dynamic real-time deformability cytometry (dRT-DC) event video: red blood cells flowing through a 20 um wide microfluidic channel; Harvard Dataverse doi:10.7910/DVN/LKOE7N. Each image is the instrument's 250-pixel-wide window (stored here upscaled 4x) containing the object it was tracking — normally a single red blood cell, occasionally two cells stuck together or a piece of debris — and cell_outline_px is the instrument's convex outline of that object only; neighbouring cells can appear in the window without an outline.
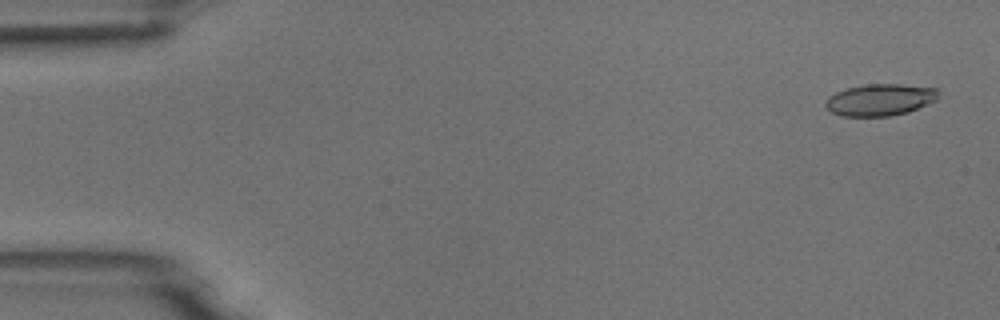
{"species": "common noctule bat (a hibernating species)", "species_latin": "Nyctalus noctula", "temperature_condition": "room temperature", "stored_images_in_passage": 55, "camera_frame_rate_fps": 3000, "um_per_image_px": 0.085, "animal": {"sex": "male", "body_mass_g": 18.8}, "frame": {"image": 1, "passage_image": 3, "time_ms": 0.667, "image_size_px": [1000, 320], "cell_outline_px": [[936, 100], [908, 112], [888, 116], [840, 116], [832, 112], [824, 104], [828, 96], [836, 92], [848, 88], [868, 84], [900, 84], [936, 88]], "centroid_in_image_um": [74.76, 8.48], "position_along_channel_um": 10.2, "area_um2": 20.63}}
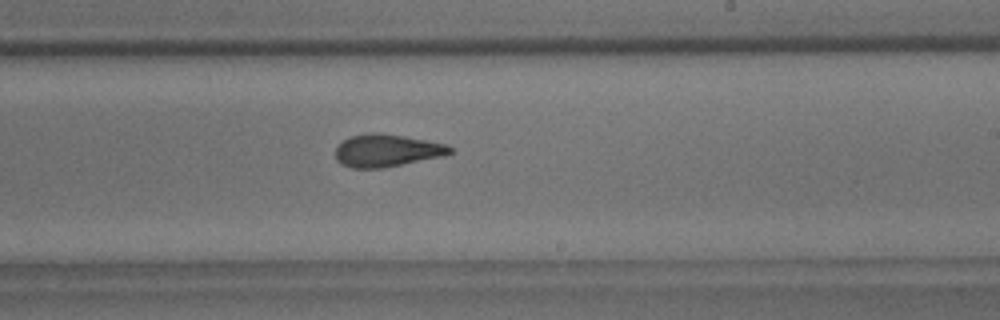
{"frame": {"image": 2, "passage_image": 33, "time_ms": 10.667, "image_size_px": [1000, 320], "cell_outline_px": [[452, 152], [444, 156], [384, 168], [352, 168], [336, 160], [336, 148], [344, 140], [352, 136], [368, 132], [376, 132], [404, 136], [448, 144], [452, 148]], "centroid_in_image_um": [32.91, 12.79], "position_along_channel_um": 256.1, "area_um2": 21.68}}
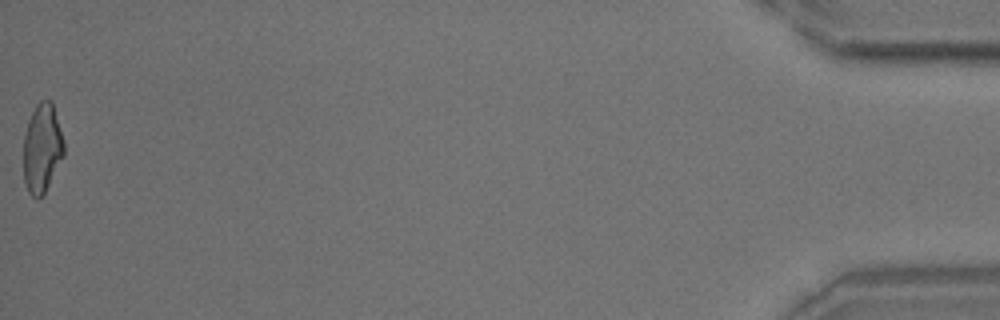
{"frame": {"image": 3, "passage_image": 55, "time_ms": 18.0, "image_size_px": [1000, 320], "cell_outline_px": [[64, 156], [44, 192], [36, 200], [28, 192], [24, 180], [24, 132], [28, 120], [36, 104], [40, 100], [52, 100], [64, 140]], "centroid_in_image_um": [3.58, 12.56], "position_along_channel_um": 431.6, "area_um2": 21.04}, "authors_computed_cell_mechanics": {"area_um2": 21.5594, "velocity_mm_per_s": 3.7341, "shape_relaxation_time_tau1_ms": 6.6474, "shape_relaxation_time_tau2_ms": 2.5634, "deformation_change_tau1": 0.1981, "deformation_change_tau2": 0.0997}}